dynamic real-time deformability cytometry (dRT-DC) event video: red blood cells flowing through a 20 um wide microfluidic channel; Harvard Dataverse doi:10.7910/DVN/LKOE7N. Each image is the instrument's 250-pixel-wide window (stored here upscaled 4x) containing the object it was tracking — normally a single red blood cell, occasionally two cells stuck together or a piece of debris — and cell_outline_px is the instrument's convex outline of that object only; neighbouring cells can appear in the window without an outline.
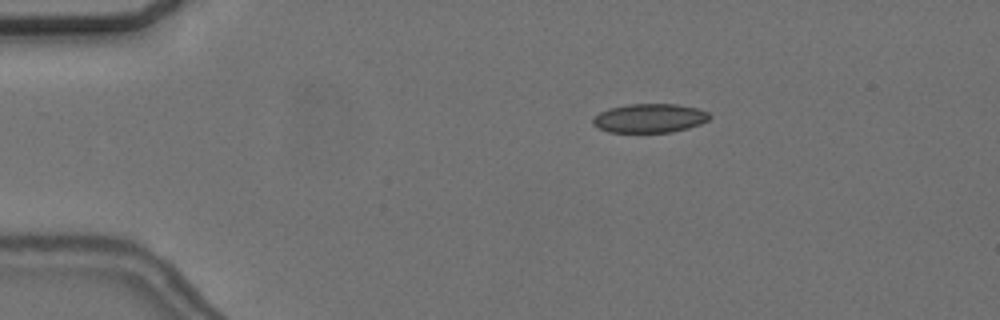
{"species": "common noctule bat (a hibernating species)", "species_latin": "Nyctalus noctula", "temperature_condition": "cold", "stored_images_in_passage": 57, "camera_frame_rate_fps": 3000, "um_per_image_px": 0.085, "animal": {"sex": "female", "body_mass_g": 24.6, "forearm_length_mm": 56.2}, "frame": {"image": 1, "passage_image": 11, "time_ms": 3.333, "image_size_px": [1000, 320], "cell_outline_px": [[712, 116], [708, 120], [700, 124], [688, 128], [672, 132], [608, 132], [596, 128], [592, 124], [592, 120], [600, 112], [608, 108], [628, 104], [676, 104], [696, 108], [708, 112]], "centroid_in_image_um": [55.2, 10.05], "position_along_channel_um": 29.8, "area_um2": 19.77}}
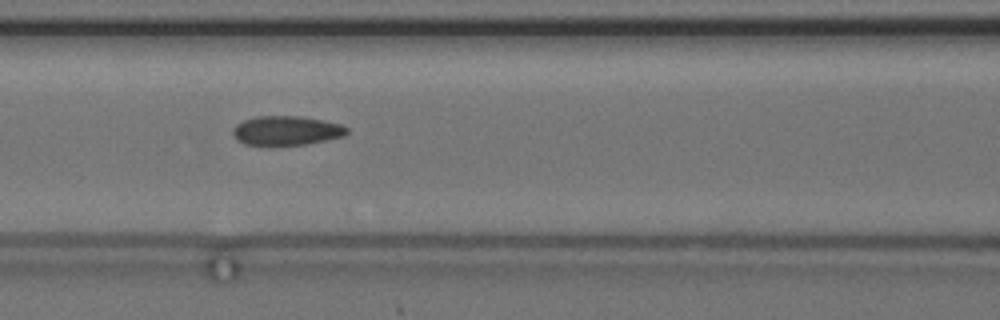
{"frame": {"image": 2, "passage_image": 25, "time_ms": 8.0, "image_size_px": [1000, 320], "cell_outline_px": [[348, 132], [344, 136], [304, 144], [244, 144], [236, 140], [232, 132], [236, 124], [244, 120], [256, 116], [300, 116], [324, 120], [340, 124], [348, 128]], "centroid_in_image_um": [24.34, 11.08], "position_along_channel_um": 142.3, "area_um2": 19.19}}
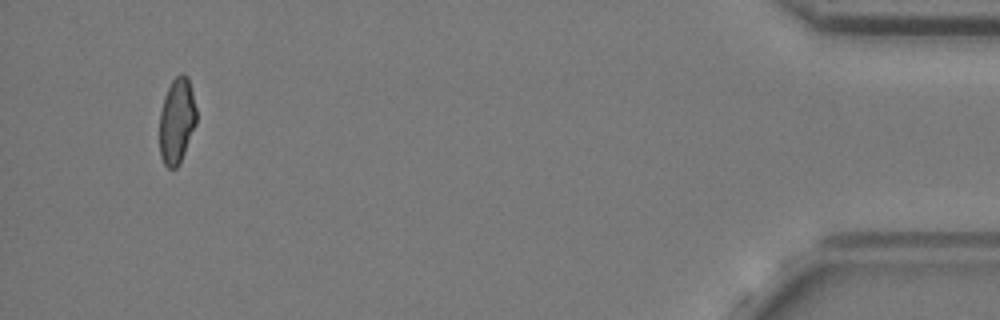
{"frame": {"image": 3, "passage_image": 54, "time_ms": 17.667, "image_size_px": [1000, 320], "cell_outline_px": [[196, 124], [180, 164], [176, 168], [168, 168], [164, 164], [160, 156], [160, 112], [164, 96], [172, 80], [180, 72], [184, 72], [188, 76], [196, 108]], "centroid_in_image_um": [15.03, 10.26], "position_along_channel_um": 420.2, "area_um2": 18.55}, "authors_computed_cell_mechanics": {"area_um2": 19.7676, "velocity_mm_per_s": 3.6638, "shape_relaxation_time_tau1_ms": null, "shape_relaxation_time_tau2_ms": 2.6487, "deformation_change_tau1": null, "deformation_change_tau2": 0.0796}}